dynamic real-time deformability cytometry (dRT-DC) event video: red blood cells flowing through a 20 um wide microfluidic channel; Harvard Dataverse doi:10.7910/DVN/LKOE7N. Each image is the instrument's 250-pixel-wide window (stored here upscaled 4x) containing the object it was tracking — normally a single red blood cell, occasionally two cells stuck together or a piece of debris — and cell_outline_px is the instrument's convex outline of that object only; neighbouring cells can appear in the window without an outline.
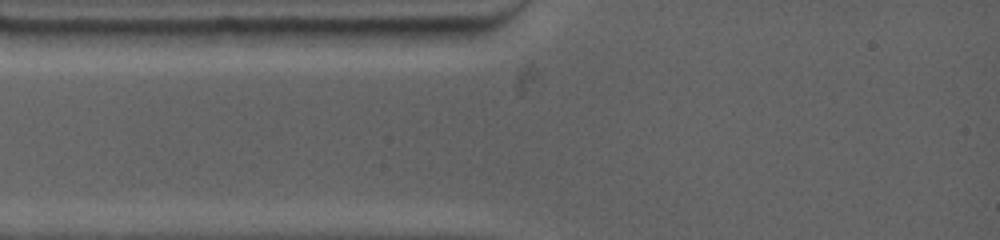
{"species": "common noctule bat (a hibernating species)", "species_latin": "Nyctalus noctula", "temperature_condition": "warm", "stored_images_in_passage": 3, "camera_frame_rate_fps": 4500, "um_per_image_px": 0.085, "animal": {"sex": "female", "body_mass_g": 19.0, "forearm_length_mm": 53.3}, "frame": {"image": 1, "passage_image": 1, "time_ms": 0.0, "image_size_px": [1000, 240], "cell_outline_px": [[476, 32], [468, 36], [444, 44], [352, 44], [340, 28], [472, 28]], "centroid_in_image_um": [34.48, 3.02], "position_along_channel_um": 50.5, "area_um2": 13.7}}